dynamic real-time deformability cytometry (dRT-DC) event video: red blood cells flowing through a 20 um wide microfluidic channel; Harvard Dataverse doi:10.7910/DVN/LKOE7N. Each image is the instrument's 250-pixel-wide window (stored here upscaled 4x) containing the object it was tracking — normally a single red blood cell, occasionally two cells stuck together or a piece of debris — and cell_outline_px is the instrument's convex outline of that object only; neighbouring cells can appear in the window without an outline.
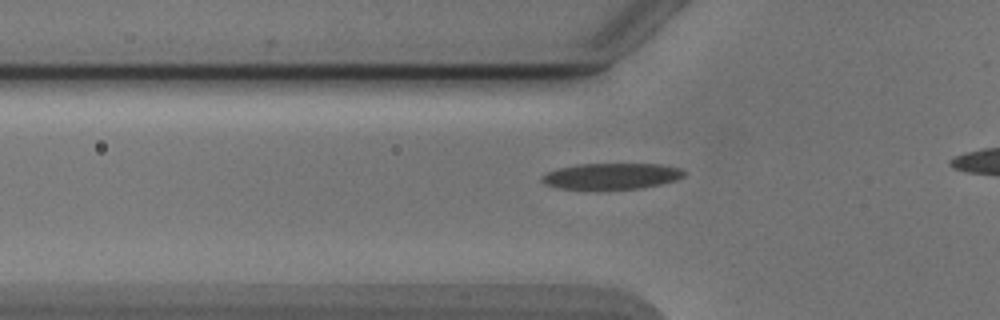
{"species": "Egyptian fruit bat (a non-hibernating species)", "species_latin": "Rousettus aegyptiacus", "temperature_condition": "cold", "stored_images_in_passage": 30, "camera_frame_rate_fps": 3000, "um_per_image_px": 0.085, "animal": {"sex": "male"}, "frame": {"image": 1, "passage_image": 11, "time_ms": 3.333, "image_size_px": [1000, 320], "cell_outline_px": [[684, 176], [676, 180], [660, 184], [640, 188], [600, 192], [596, 192], [556, 188], [544, 184], [540, 180], [540, 176], [548, 172], [560, 168], [580, 164], [660, 164], [680, 168], [684, 172]], "centroid_in_image_um": [51.9, 15.02], "position_along_channel_um": 73.9, "area_um2": 22.48}}
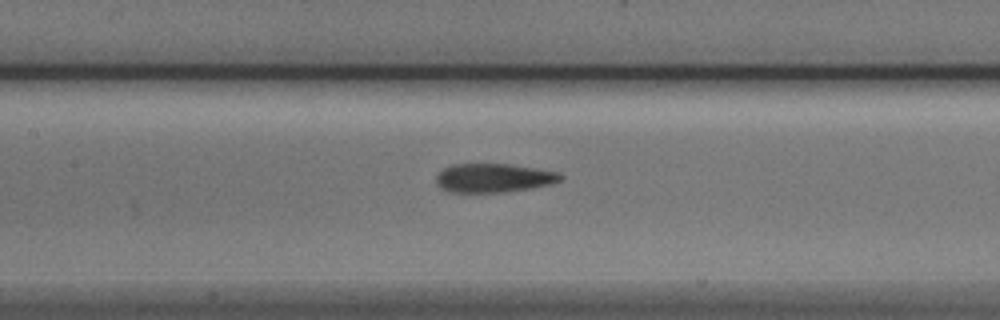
{"frame": {"image": 2, "passage_image": 18, "time_ms": 5.667, "image_size_px": [1000, 320], "cell_outline_px": [[564, 180], [552, 184], [532, 188], [504, 192], [448, 192], [440, 188], [436, 184], [436, 176], [444, 168], [452, 164], [508, 164], [560, 172], [564, 176]], "centroid_in_image_um": [41.99, 15.13], "position_along_channel_um": 165.4, "area_um2": 21.1}}
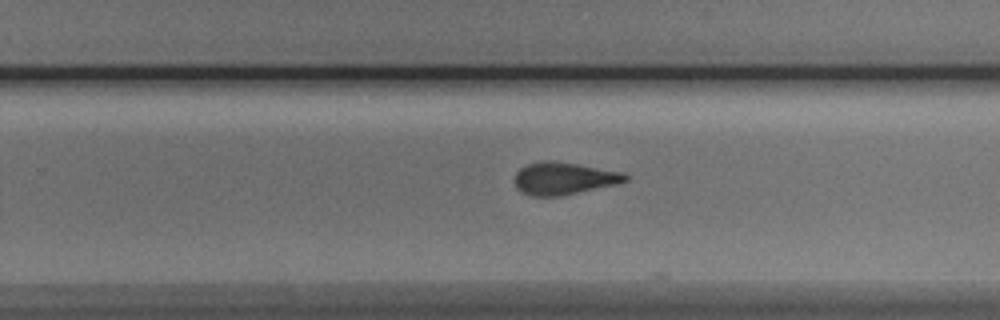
{"frame": {"image": 3, "passage_image": 27, "time_ms": 8.667, "image_size_px": [1000, 320], "cell_outline_px": [[628, 180], [616, 184], [560, 196], [532, 196], [520, 192], [516, 188], [512, 180], [516, 172], [520, 168], [528, 164], [544, 160], [548, 160], [576, 164], [624, 172], [628, 176]], "centroid_in_image_um": [47.87, 15.17], "position_along_channel_um": 281.9, "area_um2": 20.92}}